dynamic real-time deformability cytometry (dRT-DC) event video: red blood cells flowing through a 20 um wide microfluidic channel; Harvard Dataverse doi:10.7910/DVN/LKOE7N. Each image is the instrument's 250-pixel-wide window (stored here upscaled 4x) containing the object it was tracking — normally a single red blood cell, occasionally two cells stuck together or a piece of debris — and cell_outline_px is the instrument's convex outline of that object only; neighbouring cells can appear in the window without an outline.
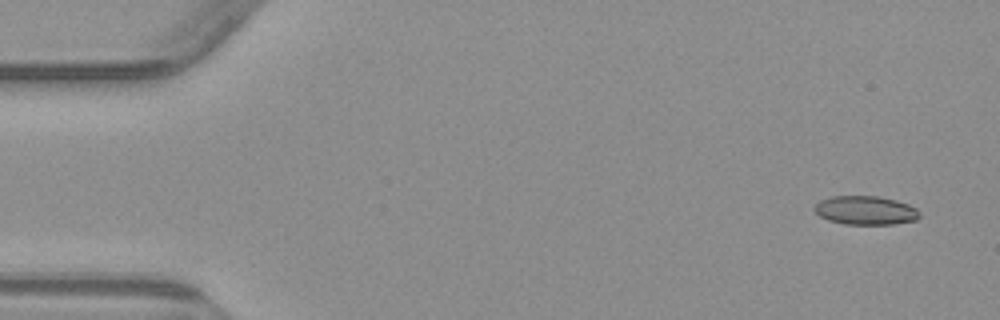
{"species": "common noctule bat (a hibernating species)", "species_latin": "Nyctalus noctula", "temperature_condition": "warm", "stored_images_in_passage": 7, "camera_frame_rate_fps": 3000, "um_per_image_px": 0.085, "animal": {"sex": "male", "body_mass_g": 23.1, "forearm_length_mm": 52.7}, "frame": {"image": 1, "passage_image": 1, "time_ms": 0.0, "image_size_px": [1000, 320], "cell_outline_px": [[920, 216], [916, 220], [892, 224], [844, 224], [828, 220], [820, 216], [812, 208], [820, 200], [832, 196], [880, 196], [896, 200], [908, 204], [916, 208], [920, 212]], "centroid_in_image_um": [73.57, 17.87], "position_along_channel_um": 11.4, "area_um2": 17.69}}
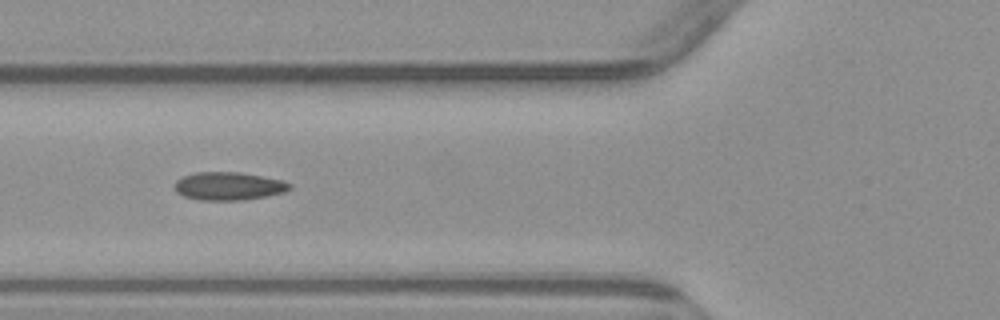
{"frame": {"image": 2, "passage_image": 6, "time_ms": 5.667, "image_size_px": [1000, 320], "cell_outline_px": [[292, 188], [284, 192], [268, 196], [244, 200], [200, 200], [184, 196], [176, 192], [176, 180], [184, 176], [196, 172], [240, 172], [280, 180], [292, 184]], "centroid_in_image_um": [19.45, 15.82], "position_along_channel_um": 106.4, "area_um2": 18.73}}
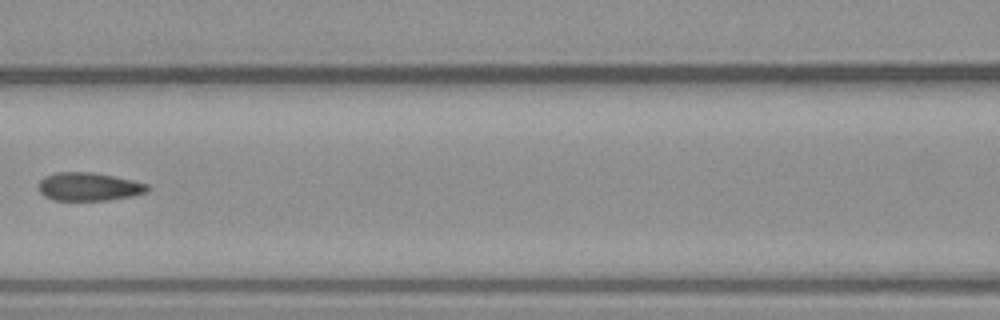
{"frame": {"image": 3, "passage_image": 7, "time_ms": 7.0, "image_size_px": [1000, 320], "cell_outline_px": [[152, 188], [148, 192], [132, 196], [108, 200], [52, 200], [44, 196], [40, 192], [40, 180], [44, 176], [56, 172], [92, 172], [132, 180], [148, 184]], "centroid_in_image_um": [7.58, 15.87], "position_along_channel_um": 159.0, "area_um2": 17.98}}